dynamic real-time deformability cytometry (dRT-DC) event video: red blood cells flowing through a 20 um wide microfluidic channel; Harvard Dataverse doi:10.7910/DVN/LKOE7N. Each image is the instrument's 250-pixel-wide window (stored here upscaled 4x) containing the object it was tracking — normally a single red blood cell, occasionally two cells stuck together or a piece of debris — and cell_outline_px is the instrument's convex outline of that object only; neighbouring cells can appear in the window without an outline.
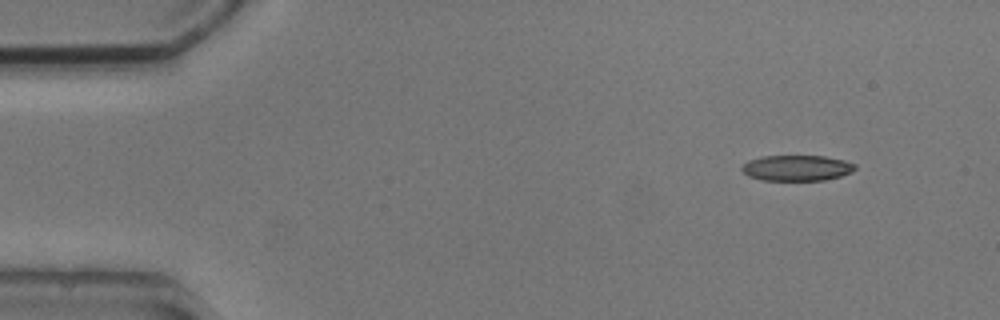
{"species": "common noctule bat (a hibernating species)", "species_latin": "Nyctalus noctula", "temperature_condition": "cold", "stored_images_in_passage": 5, "camera_frame_rate_fps": 3000, "um_per_image_px": 0.085, "animal": {"sex": "male", "body_mass_g": 20.5, "forearm_length_mm": 52.5}, "frame": {"image": 1, "passage_image": 1, "time_ms": 0.0, "image_size_px": [1000, 320], "cell_outline_px": [[856, 168], [852, 172], [840, 176], [824, 180], [760, 180], [748, 176], [740, 168], [748, 160], [760, 156], [824, 156], [844, 160], [856, 164]], "centroid_in_image_um": [67.72, 14.27], "position_along_channel_um": 17.3, "area_um2": 16.99}}
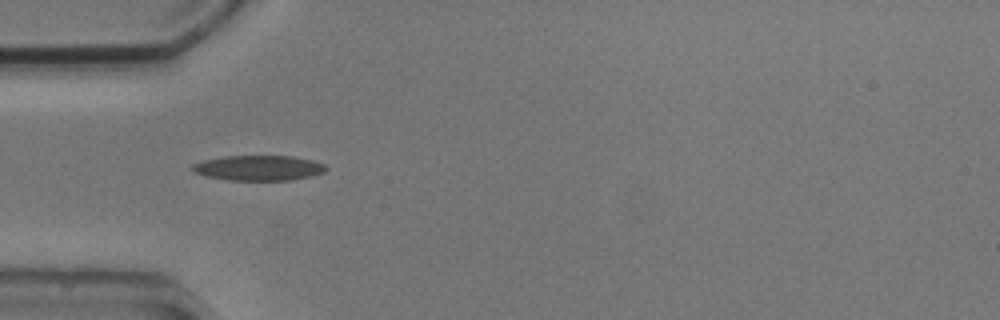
{"frame": {"image": 2, "passage_image": 4, "time_ms": 3.667, "image_size_px": [1000, 320], "cell_outline_px": [[328, 168], [324, 172], [312, 176], [292, 180], [228, 180], [208, 176], [196, 172], [192, 168], [192, 164], [204, 160], [224, 156], [292, 156], [312, 160], [324, 164]], "centroid_in_image_um": [22.03, 14.27], "position_along_channel_um": 63.0, "area_um2": 19.48}}